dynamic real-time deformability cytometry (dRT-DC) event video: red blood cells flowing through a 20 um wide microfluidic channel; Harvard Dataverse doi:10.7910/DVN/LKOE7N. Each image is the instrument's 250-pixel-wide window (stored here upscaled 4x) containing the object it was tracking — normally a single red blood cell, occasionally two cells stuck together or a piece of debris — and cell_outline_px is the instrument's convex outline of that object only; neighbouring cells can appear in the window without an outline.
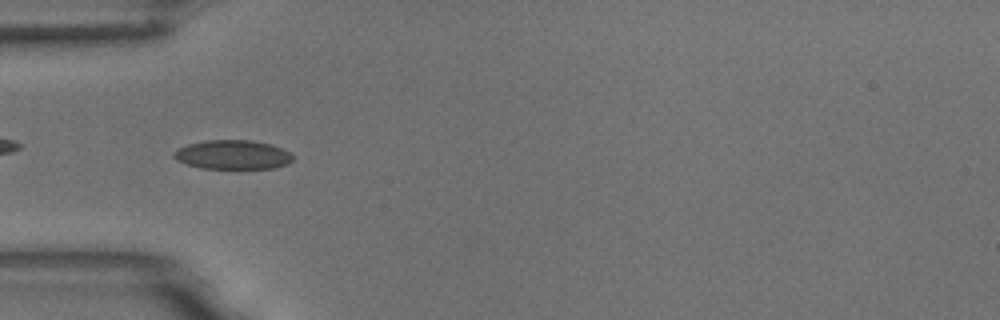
{"species": "common noctule bat (a hibernating species)", "species_latin": "Nyctalus noctula", "temperature_condition": "room temperature", "stored_images_in_passage": 6, "camera_frame_rate_fps": 3000, "um_per_image_px": 0.085, "animal": {"sex": "male", "body_mass_g": 18.8}, "frame": {"image": 1, "passage_image": 5, "time_ms": 1.333, "image_size_px": [1000, 320], "cell_outline_px": [[292, 160], [288, 164], [272, 168], [200, 168], [176, 160], [172, 156], [176, 148], [188, 144], [208, 140], [252, 140], [272, 144], [288, 152], [292, 156]], "centroid_in_image_um": [19.75, 13.14], "position_along_channel_um": 65.3, "area_um2": 20.11}}